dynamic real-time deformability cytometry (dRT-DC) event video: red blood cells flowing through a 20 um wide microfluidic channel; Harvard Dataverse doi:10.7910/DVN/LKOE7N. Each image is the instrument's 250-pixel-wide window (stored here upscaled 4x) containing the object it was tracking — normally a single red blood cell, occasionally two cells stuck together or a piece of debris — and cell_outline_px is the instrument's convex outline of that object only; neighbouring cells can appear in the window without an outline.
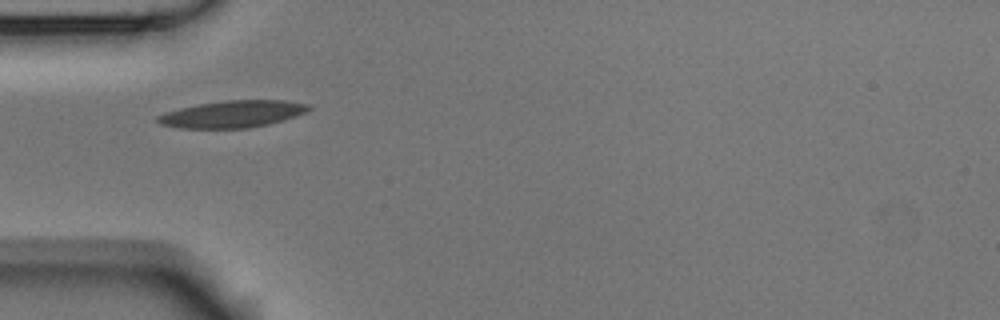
{"species": "Egyptian fruit bat (a non-hibernating species)", "species_latin": "Rousettus aegyptiacus", "temperature_condition": "room temperature", "stored_images_in_passage": 3, "camera_frame_rate_fps": 3000, "um_per_image_px": 0.085, "animal": {"sex": "male"}, "frame": {"image": 1, "passage_image": 1, "time_ms": 0.0, "image_size_px": [1000, 320], "cell_outline_px": [[312, 108], [308, 112], [284, 120], [268, 124], [248, 128], [180, 128], [160, 124], [156, 120], [156, 116], [180, 108], [200, 104], [224, 100], [284, 100], [308, 104]], "centroid_in_image_um": [19.8, 9.69], "position_along_channel_um": 65.2, "area_um2": 23.7}}
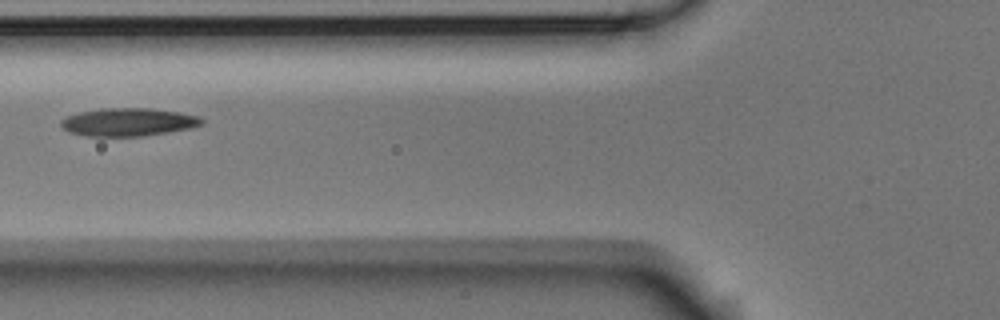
{"frame": {"image": 2, "passage_image": 2, "time_ms": 0.333, "image_size_px": [1000, 320], "cell_outline_px": [[204, 124], [192, 128], [140, 136], [84, 136], [68, 132], [60, 124], [60, 120], [68, 116], [80, 112], [100, 108], [148, 108], [180, 112], [200, 116], [204, 120]], "centroid_in_image_um": [10.92, 10.37], "position_along_channel_um": 114.9, "area_um2": 23.06}}
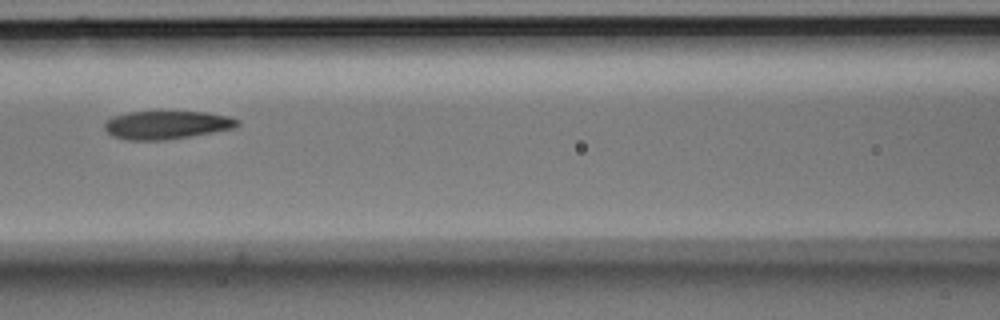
{"frame": {"image": 3, "passage_image": 3, "time_ms": 0.667, "image_size_px": [1000, 320], "cell_outline_px": [[240, 124], [236, 128], [164, 140], [128, 140], [112, 136], [104, 128], [104, 124], [108, 120], [116, 116], [128, 112], [208, 112], [228, 116], [240, 120]], "centroid_in_image_um": [14.2, 10.62], "position_along_channel_um": 152.4, "area_um2": 21.68}}